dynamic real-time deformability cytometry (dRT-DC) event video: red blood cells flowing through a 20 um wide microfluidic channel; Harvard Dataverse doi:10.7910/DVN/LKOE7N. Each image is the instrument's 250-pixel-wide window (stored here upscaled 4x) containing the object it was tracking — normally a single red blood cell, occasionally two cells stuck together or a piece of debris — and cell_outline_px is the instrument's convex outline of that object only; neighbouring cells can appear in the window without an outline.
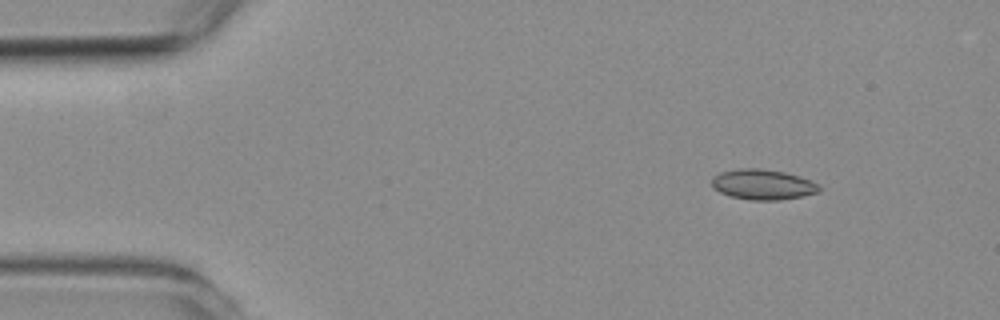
{"species": "common noctule bat (a hibernating species)", "species_latin": "Nyctalus noctula", "temperature_condition": "room temperature", "stored_images_in_passage": 5, "camera_frame_rate_fps": 3000, "um_per_image_px": 0.085, "animal": {"sex": "female", "body_mass_g": 19.3, "forearm_length_mm": 54.1}, "frame": {"image": 1, "passage_image": 1, "time_ms": 0.0, "image_size_px": [1000, 320], "cell_outline_px": [[820, 192], [780, 200], [748, 200], [732, 196], [720, 192], [712, 184], [712, 176], [720, 172], [740, 168], [760, 168], [784, 172], [800, 176], [812, 180], [820, 184]], "centroid_in_image_um": [64.87, 15.67], "position_along_channel_um": 20.1, "area_um2": 19.02}}
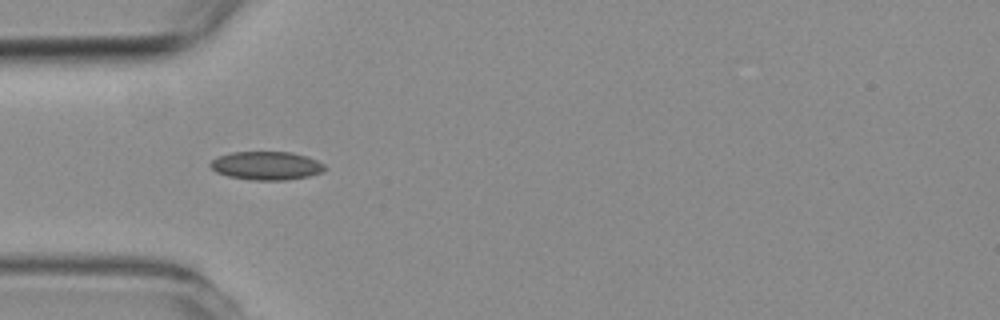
{"frame": {"image": 2, "passage_image": 4, "time_ms": 3.333, "image_size_px": [1000, 320], "cell_outline_px": [[328, 168], [324, 172], [308, 176], [284, 180], [252, 180], [228, 176], [216, 172], [208, 164], [212, 160], [220, 156], [232, 152], [292, 152], [308, 156], [324, 164]], "centroid_in_image_um": [22.68, 14.08], "position_along_channel_um": 62.3, "area_um2": 19.02}}
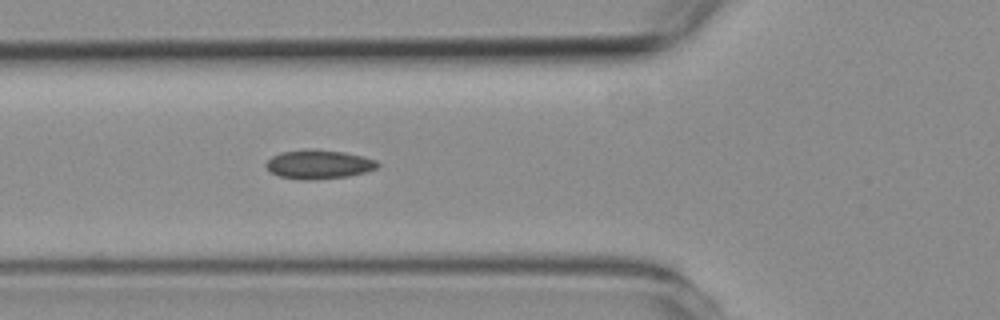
{"frame": {"image": 3, "passage_image": 5, "time_ms": 4.333, "image_size_px": [1000, 320], "cell_outline_px": [[380, 164], [376, 168], [364, 172], [348, 176], [312, 180], [300, 180], [280, 176], [272, 172], [264, 164], [272, 156], [280, 152], [308, 148], [316, 148], [344, 152], [364, 156], [376, 160]], "centroid_in_image_um": [27.09, 13.95], "position_along_channel_um": 98.7, "area_um2": 19.02}}